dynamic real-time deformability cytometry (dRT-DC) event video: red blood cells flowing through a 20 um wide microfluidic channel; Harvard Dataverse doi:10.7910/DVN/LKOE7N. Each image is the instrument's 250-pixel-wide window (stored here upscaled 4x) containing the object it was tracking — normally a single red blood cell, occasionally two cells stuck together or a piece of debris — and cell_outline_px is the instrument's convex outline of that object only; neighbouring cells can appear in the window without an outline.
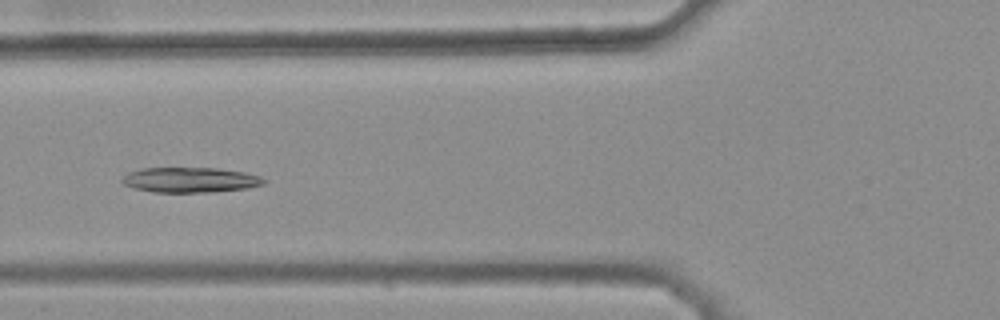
{"species": "common noctule bat (a hibernating species)", "species_latin": "Nyctalus noctula", "temperature_condition": "warm", "stored_images_in_passage": 36, "camera_frame_rate_fps": 3000, "um_per_image_px": 0.085, "animal": {"sex": "female", "body_mass_g": 25.1}, "frame": {"image": 1, "passage_image": 12, "time_ms": 3.667, "image_size_px": [1000, 320], "cell_outline_px": [[268, 180], [264, 184], [248, 188], [212, 192], [152, 192], [136, 188], [124, 184], [120, 180], [128, 172], [140, 168], [220, 168], [244, 172], [260, 176]], "centroid_in_image_um": [16.2, 15.29], "position_along_channel_um": 109.6, "area_um2": 20.87}}
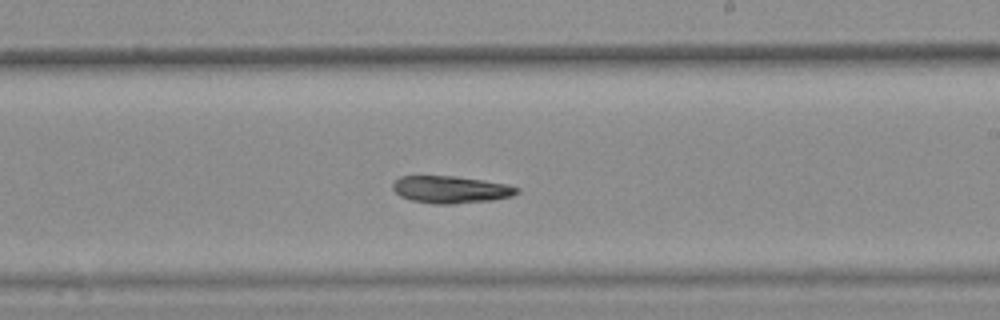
{"frame": {"image": 2, "passage_image": 23, "time_ms": 7.333, "image_size_px": [1000, 320], "cell_outline_px": [[520, 192], [512, 196], [492, 200], [452, 204], [432, 204], [412, 200], [400, 196], [392, 188], [392, 184], [400, 176], [456, 176], [504, 184], [520, 188]], "centroid_in_image_um": [38.3, 16.12], "position_along_channel_um": 250.7, "area_um2": 19.59}}
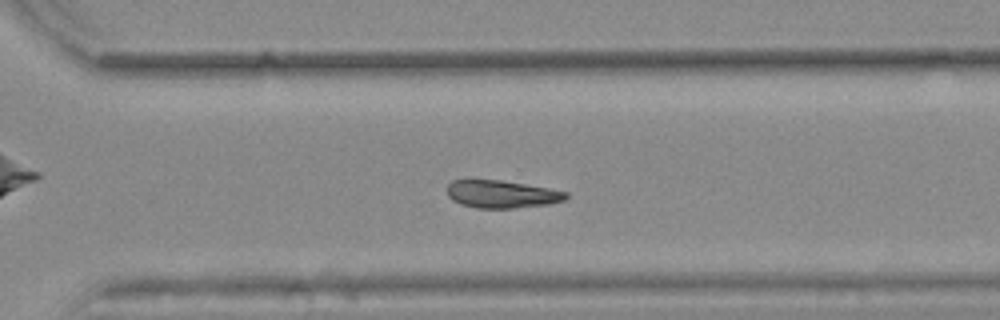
{"frame": {"image": 3, "passage_image": 29, "time_ms": 9.333, "image_size_px": [1000, 320], "cell_outline_px": [[568, 196], [564, 200], [552, 204], [512, 208], [476, 208], [460, 204], [452, 200], [448, 196], [444, 188], [452, 180], [464, 176], [472, 176], [500, 180], [548, 188], [568, 192]], "centroid_in_image_um": [42.51, 16.45], "position_along_channel_um": 328.1, "area_um2": 20.11}}